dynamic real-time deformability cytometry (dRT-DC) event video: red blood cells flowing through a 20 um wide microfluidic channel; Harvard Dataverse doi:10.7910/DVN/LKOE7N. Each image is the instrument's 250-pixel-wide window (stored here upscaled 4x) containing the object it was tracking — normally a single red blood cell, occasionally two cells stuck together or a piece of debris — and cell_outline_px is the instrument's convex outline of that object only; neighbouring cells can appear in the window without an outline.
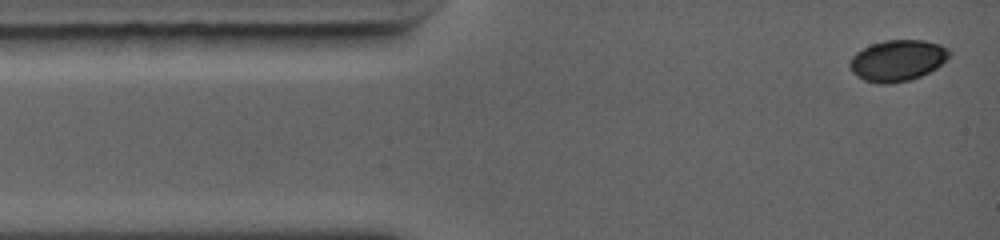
{"species": "common noctule bat (a hibernating species)", "species_latin": "Nyctalus noctula", "temperature_condition": "warm", "stored_images_in_passage": 6, "camera_frame_rate_fps": 5000, "um_per_image_px": 0.085, "animal": {"sex": "female", "body_mass_g": 19.0, "forearm_length_mm": 56.7}, "frame": {"image": 1, "passage_image": 1, "time_ms": 0.0, "image_size_px": [1000, 240], "cell_outline_px": [[952, 52], [936, 68], [912, 80], [884, 84], [880, 84], [864, 80], [856, 76], [848, 68], [848, 60], [856, 52], [872, 44], [884, 40], [924, 40], [940, 44], [948, 48]], "centroid_in_image_um": [76.25, 5.14], "position_along_channel_um": 8.8, "area_um2": 23.99}}
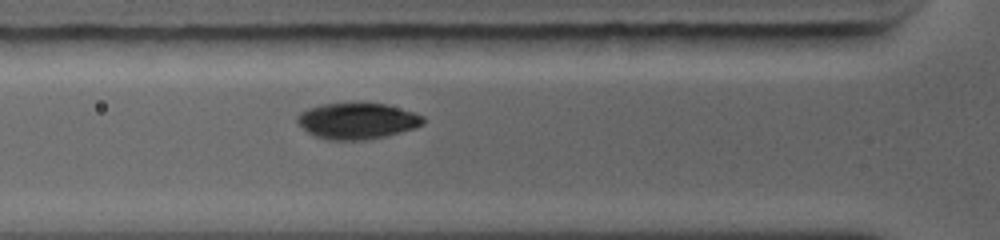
{"frame": {"image": 2, "passage_image": 5, "time_ms": 3.4, "image_size_px": [1000, 240], "cell_outline_px": [[424, 124], [416, 128], [384, 136], [364, 140], [328, 140], [316, 136], [308, 132], [296, 120], [296, 116], [300, 112], [308, 108], [320, 104], [384, 104], [412, 112], [424, 116]], "centroid_in_image_um": [30.35, 10.29], "position_along_channel_um": 95.4, "area_um2": 26.13}}
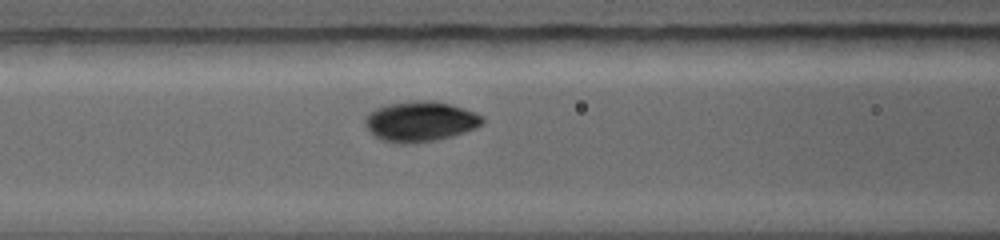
{"frame": {"image": 3, "passage_image": 6, "time_ms": 4.2, "image_size_px": [1000, 240], "cell_outline_px": [[484, 124], [476, 128], [452, 136], [436, 140], [412, 144], [396, 144], [380, 140], [364, 124], [364, 120], [368, 112], [376, 108], [388, 104], [416, 100], [432, 100], [448, 104], [476, 112], [484, 116]], "centroid_in_image_um": [35.73, 10.33], "position_along_channel_um": 130.9, "area_um2": 27.74}}